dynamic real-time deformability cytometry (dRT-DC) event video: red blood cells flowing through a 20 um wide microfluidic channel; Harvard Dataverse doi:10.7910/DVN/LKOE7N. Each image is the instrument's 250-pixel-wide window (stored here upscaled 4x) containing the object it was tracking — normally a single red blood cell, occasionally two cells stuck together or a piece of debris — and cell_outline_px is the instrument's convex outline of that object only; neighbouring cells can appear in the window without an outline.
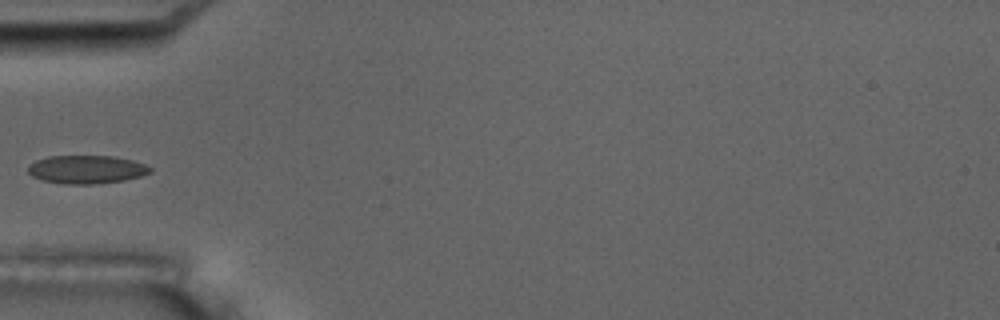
{"species": "common noctule bat (a hibernating species)", "species_latin": "Nyctalus noctula", "temperature_condition": "room temperature", "stored_images_in_passage": 8, "camera_frame_rate_fps": 3000, "um_per_image_px": 0.085, "animal": {"sex": "male", "body_mass_g": 17.5, "forearm_length_mm": 52.3}, "frame": {"image": 1, "passage_image": 4, "time_ms": 3.667, "image_size_px": [1000, 320], "cell_outline_px": [[152, 172], [140, 176], [124, 180], [100, 184], [64, 184], [44, 180], [32, 176], [28, 172], [28, 164], [36, 160], [48, 156], [112, 156], [132, 160], [144, 164], [152, 168]], "centroid_in_image_um": [7.35, 14.4], "position_along_channel_um": 77.7, "area_um2": 20.17}}
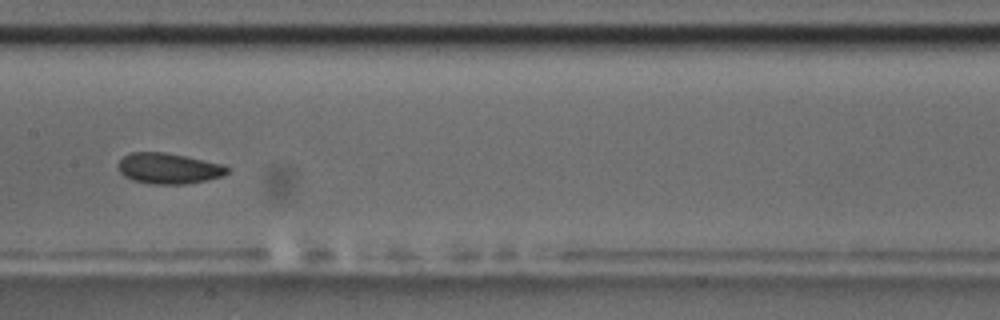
{"frame": {"image": 2, "passage_image": 7, "time_ms": 7.0, "image_size_px": [1000, 320], "cell_outline_px": [[228, 172], [224, 176], [184, 184], [152, 184], [132, 180], [124, 176], [120, 172], [116, 164], [124, 156], [132, 152], [164, 152], [224, 164], [228, 168]], "centroid_in_image_um": [14.31, 14.31], "position_along_channel_um": 193.1, "area_um2": 19.48}}